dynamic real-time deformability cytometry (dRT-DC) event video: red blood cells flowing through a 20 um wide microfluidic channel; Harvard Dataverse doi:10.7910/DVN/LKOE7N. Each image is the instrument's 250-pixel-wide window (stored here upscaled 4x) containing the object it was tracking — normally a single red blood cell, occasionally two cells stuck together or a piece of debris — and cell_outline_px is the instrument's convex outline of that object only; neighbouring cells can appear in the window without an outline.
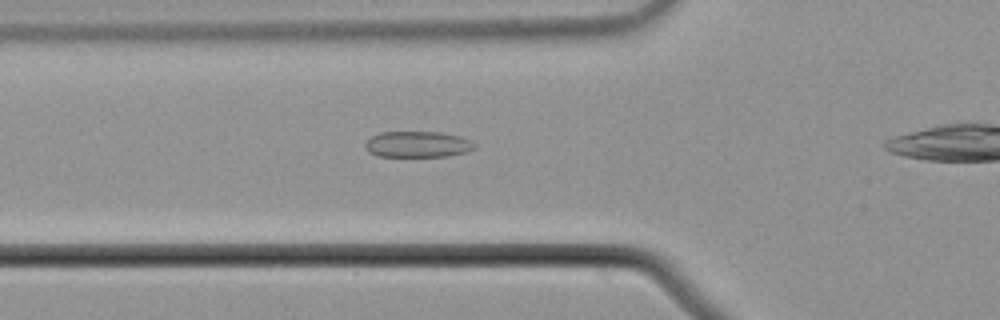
{"species": "common noctule bat (a hibernating species)", "species_latin": "Nyctalus noctula", "temperature_condition": "cold", "stored_images_in_passage": 39, "camera_frame_rate_fps": 3000, "um_per_image_px": 0.085, "animal": {"sex": "male", "body_mass_g": 21.5, "forearm_length_mm": 52.0}, "frame": {"image": 1, "passage_image": 11, "time_ms": 3.333, "image_size_px": [1000, 320], "cell_outline_px": [[476, 148], [468, 152], [448, 156], [380, 156], [368, 152], [364, 148], [364, 144], [372, 136], [380, 132], [440, 132], [460, 136], [476, 144]], "centroid_in_image_um": [35.51, 12.27], "position_along_channel_um": 90.3, "area_um2": 16.65}}
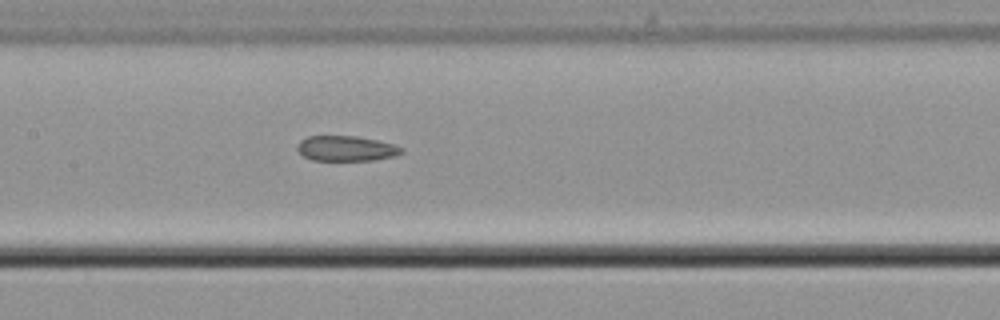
{"frame": {"image": 2, "passage_image": 18, "time_ms": 5.667, "image_size_px": [1000, 320], "cell_outline_px": [[404, 152], [396, 156], [372, 160], [312, 160], [304, 156], [296, 148], [296, 144], [300, 140], [308, 136], [356, 136], [376, 140], [392, 144], [404, 148]], "centroid_in_image_um": [29.42, 12.62], "position_along_channel_um": 178.0, "area_um2": 15.32}}
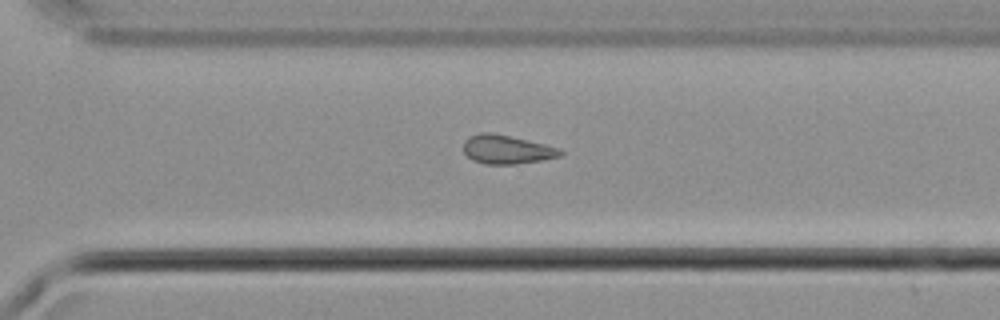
{"frame": {"image": 3, "passage_image": 30, "time_ms": 9.667, "image_size_px": [1000, 320], "cell_outline_px": [[564, 152], [560, 156], [540, 160], [516, 164], [484, 164], [472, 160], [464, 152], [464, 140], [468, 136], [480, 132], [492, 132], [528, 140], [560, 148]], "centroid_in_image_um": [43.04, 12.69], "position_along_channel_um": 327.6, "area_um2": 16.3}, "authors_computed_cell_mechanics": {"area_um2": 16.3574, "velocity_mm_per_s": 3.7407, "shape_relaxation_time_tau1_ms": null, "shape_relaxation_time_tau2_ms": 11.2408, "deformation_change_tau1": null, "deformation_change_tau2": 0.1836}}